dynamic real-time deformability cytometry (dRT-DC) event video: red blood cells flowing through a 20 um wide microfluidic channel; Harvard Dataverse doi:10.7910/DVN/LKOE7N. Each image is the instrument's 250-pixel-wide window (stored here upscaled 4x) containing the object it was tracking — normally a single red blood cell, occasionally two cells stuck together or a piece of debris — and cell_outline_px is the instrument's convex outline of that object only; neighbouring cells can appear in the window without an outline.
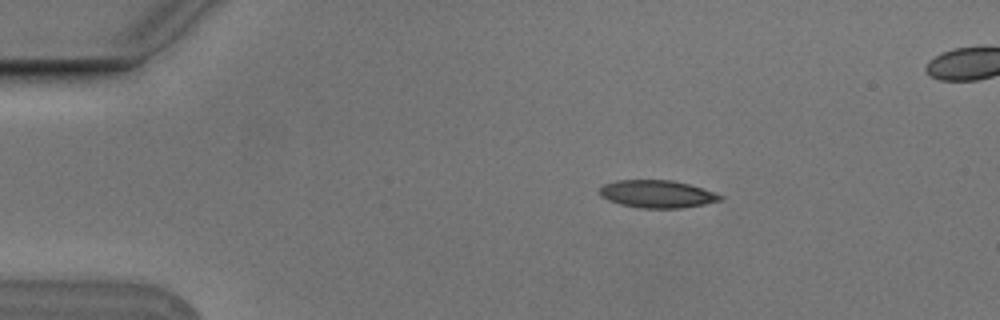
{"species": "Egyptian fruit bat (a non-hibernating species)", "species_latin": "Rousettus aegyptiacus", "temperature_condition": "cold", "stored_images_in_passage": 6, "camera_frame_rate_fps": 3000, "um_per_image_px": 0.085, "animal": {"sex": "male"}, "frame": {"image": 1, "passage_image": 2, "time_ms": 0.333, "image_size_px": [1000, 320], "cell_outline_px": [[724, 200], [704, 204], [680, 208], [640, 208], [620, 204], [608, 200], [600, 196], [600, 188], [604, 184], [616, 180], [672, 180], [688, 184], [724, 196]], "centroid_in_image_um": [55.84, 16.49], "position_along_channel_um": 29.2, "area_um2": 19.31}}
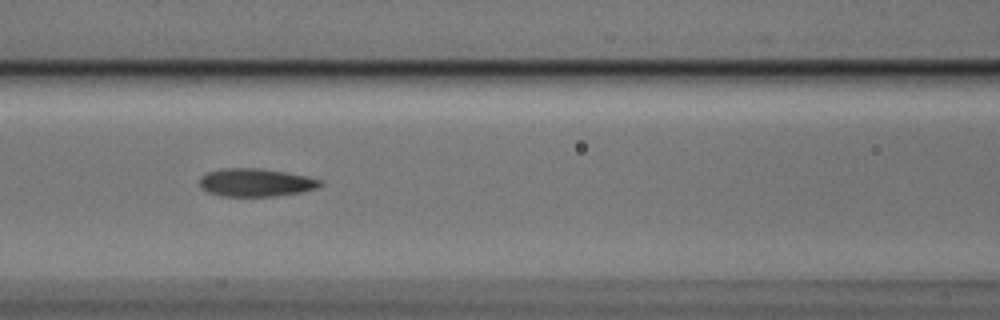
{"frame": {"image": 2, "passage_image": 6, "time_ms": 1.667, "image_size_px": [1000, 320], "cell_outline_px": [[324, 184], [320, 188], [300, 192], [276, 196], [220, 196], [208, 192], [200, 188], [200, 176], [208, 172], [220, 168], [260, 168], [308, 176], [320, 180]], "centroid_in_image_um": [21.74, 15.51], "position_along_channel_um": 144.9, "area_um2": 19.88}}